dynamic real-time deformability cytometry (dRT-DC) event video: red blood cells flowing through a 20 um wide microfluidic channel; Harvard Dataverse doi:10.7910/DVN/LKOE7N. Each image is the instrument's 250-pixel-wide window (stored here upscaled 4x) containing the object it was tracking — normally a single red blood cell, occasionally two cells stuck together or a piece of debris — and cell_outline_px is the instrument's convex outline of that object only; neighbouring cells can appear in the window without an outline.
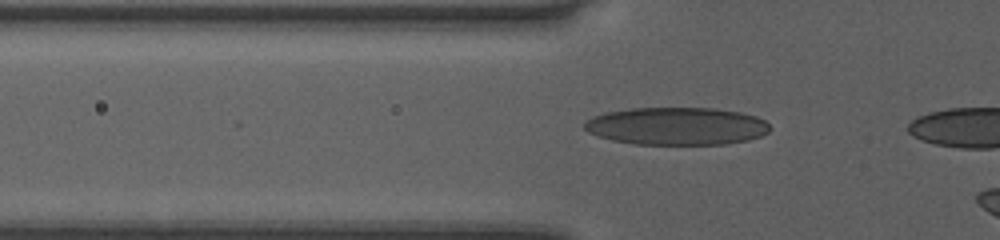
{"species": "human", "species_latin": "Homo sapiens", "temperature_condition": "room temperature", "stored_images_in_passage": 4, "camera_frame_rate_fps": 3000, "um_per_image_px": 0.085, "donor": {"sex": "female"}, "frame": {"image": 1, "passage_image": 2, "time_ms": 0.333, "image_size_px": [1000, 240], "cell_outline_px": [[768, 132], [760, 136], [748, 140], [724, 144], [632, 144], [612, 140], [596, 136], [588, 132], [584, 128], [584, 120], [592, 116], [604, 112], [632, 108], [712, 108], [740, 112], [756, 116], [764, 120], [768, 124]], "centroid_in_image_um": [57.46, 10.72], "position_along_channel_um": 68.3, "area_um2": 40.86}}